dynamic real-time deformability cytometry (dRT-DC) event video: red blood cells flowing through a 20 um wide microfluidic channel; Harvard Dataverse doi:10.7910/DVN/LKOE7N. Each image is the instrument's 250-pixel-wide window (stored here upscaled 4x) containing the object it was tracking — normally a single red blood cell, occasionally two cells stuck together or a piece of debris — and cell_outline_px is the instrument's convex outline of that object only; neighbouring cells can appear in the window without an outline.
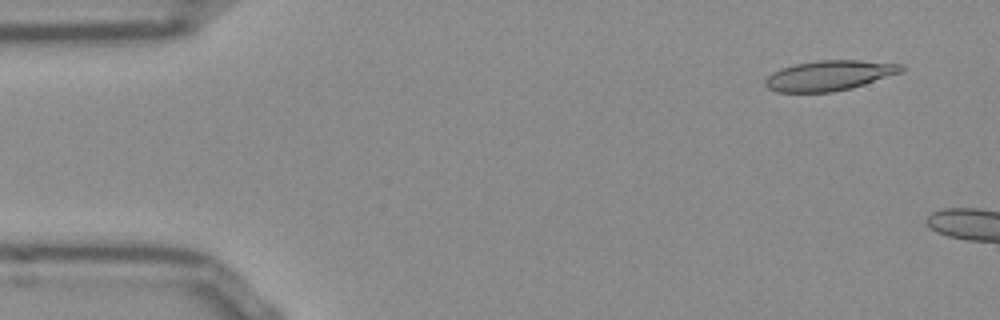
{"species": "Egyptian fruit bat (a non-hibernating species)", "species_latin": "Rousettus aegyptiacus", "temperature_condition": "room temperature", "stored_images_in_passage": 10, "camera_frame_rate_fps": 3000, "um_per_image_px": 0.085, "frame": {"image": 1, "passage_image": 4, "time_ms": 1.0, "image_size_px": [1000, 320], "cell_outline_px": [[904, 68], [900, 72], [852, 88], [832, 92], [776, 92], [768, 88], [764, 84], [764, 80], [772, 72], [780, 68], [796, 64], [820, 60], [860, 60], [904, 64]], "centroid_in_image_um": [70.46, 6.42], "position_along_channel_um": 14.5, "area_um2": 23.81}}